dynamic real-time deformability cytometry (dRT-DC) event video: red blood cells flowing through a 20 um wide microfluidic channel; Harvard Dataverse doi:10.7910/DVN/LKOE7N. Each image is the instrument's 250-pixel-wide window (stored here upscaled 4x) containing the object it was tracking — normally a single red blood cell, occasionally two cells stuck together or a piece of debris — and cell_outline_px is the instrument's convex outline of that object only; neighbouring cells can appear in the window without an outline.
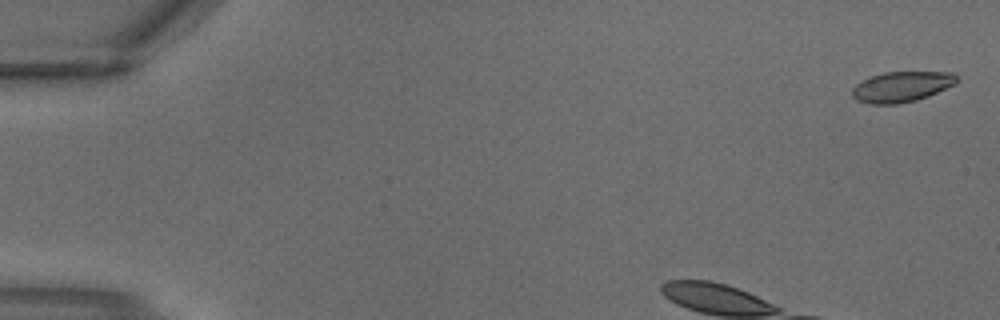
{"species": "common noctule bat (a hibernating species)", "species_latin": "Nyctalus noctula", "temperature_condition": "warm", "stored_images_in_passage": 3, "camera_frame_rate_fps": 3000, "um_per_image_px": 0.085, "animal": {"sex": "male", "body_mass_g": 18.8}, "frame": {"image": 1, "passage_image": 1, "time_ms": 0.0, "image_size_px": [1000, 320], "cell_outline_px": [[960, 80], [956, 84], [928, 96], [916, 100], [896, 104], [868, 104], [856, 100], [852, 96], [852, 88], [856, 84], [872, 76], [884, 72], [952, 72]], "centroid_in_image_um": [76.65, 7.37], "position_along_channel_um": 8.4, "area_um2": 18.61}}